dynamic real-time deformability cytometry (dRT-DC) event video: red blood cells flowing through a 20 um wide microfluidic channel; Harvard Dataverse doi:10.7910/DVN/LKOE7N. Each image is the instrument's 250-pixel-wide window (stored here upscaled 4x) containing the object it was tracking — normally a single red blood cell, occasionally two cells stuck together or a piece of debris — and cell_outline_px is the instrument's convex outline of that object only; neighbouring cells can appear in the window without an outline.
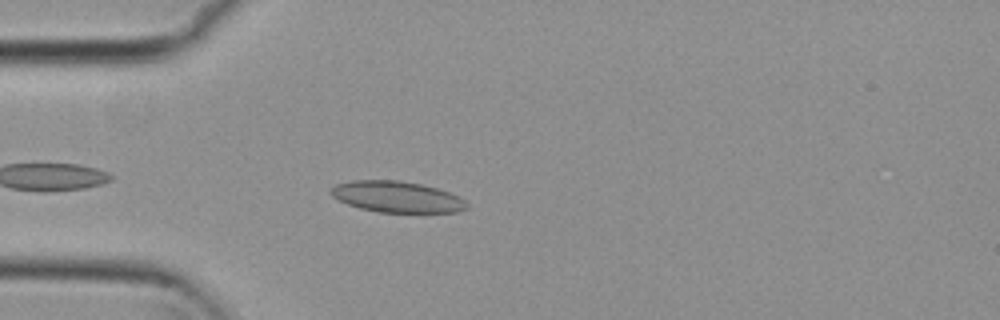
{"species": "common noctule bat (a hibernating species)", "species_latin": "Nyctalus noctula", "temperature_condition": "cold", "stored_images_in_passage": 6, "camera_frame_rate_fps": 3000, "um_per_image_px": 0.085, "animal": {"sex": "female", "body_mass_g": 29.2, "forearm_length_mm": 56.3}, "frame": {"image": 1, "passage_image": 5, "time_ms": 1.333, "image_size_px": [1000, 320], "cell_outline_px": [[468, 208], [460, 212], [380, 212], [360, 208], [348, 204], [332, 196], [328, 192], [328, 188], [336, 184], [352, 180], [396, 180], [420, 184], [436, 188], [448, 192], [464, 200], [468, 204]], "centroid_in_image_um": [33.7, 16.73], "position_along_channel_um": 51.3, "area_um2": 24.57}}